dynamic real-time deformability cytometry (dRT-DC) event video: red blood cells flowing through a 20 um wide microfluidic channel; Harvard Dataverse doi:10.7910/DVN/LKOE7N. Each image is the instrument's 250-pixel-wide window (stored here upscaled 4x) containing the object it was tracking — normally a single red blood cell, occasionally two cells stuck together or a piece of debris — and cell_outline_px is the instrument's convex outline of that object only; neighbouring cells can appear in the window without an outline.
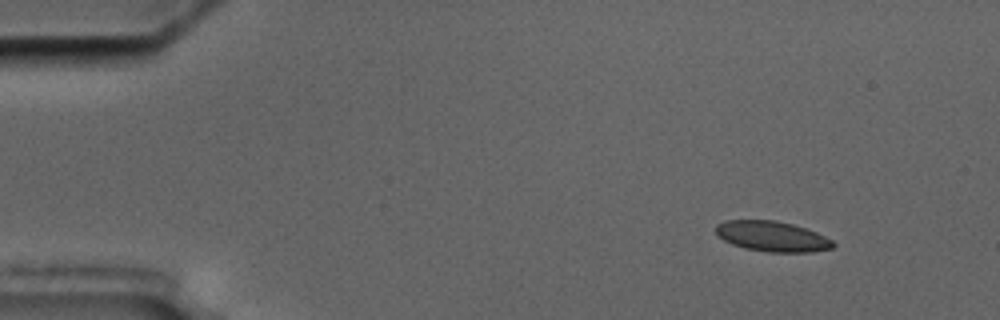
{"species": "common noctule bat (a hibernating species)", "species_latin": "Nyctalus noctula", "temperature_condition": "cold", "stored_images_in_passage": 4, "camera_frame_rate_fps": 3000, "um_per_image_px": 0.085, "animal": {"sex": "male", "body_mass_g": 17.5, "forearm_length_mm": 52.3}, "frame": {"image": 1, "passage_image": 1, "time_ms": 0.0, "image_size_px": [1000, 320], "cell_outline_px": [[836, 244], [832, 248], [812, 252], [768, 252], [744, 248], [732, 244], [724, 240], [716, 232], [716, 224], [724, 220], [776, 220], [792, 224], [816, 232], [832, 240]], "centroid_in_image_um": [65.63, 20.09], "position_along_channel_um": 19.4, "area_um2": 20.69}}
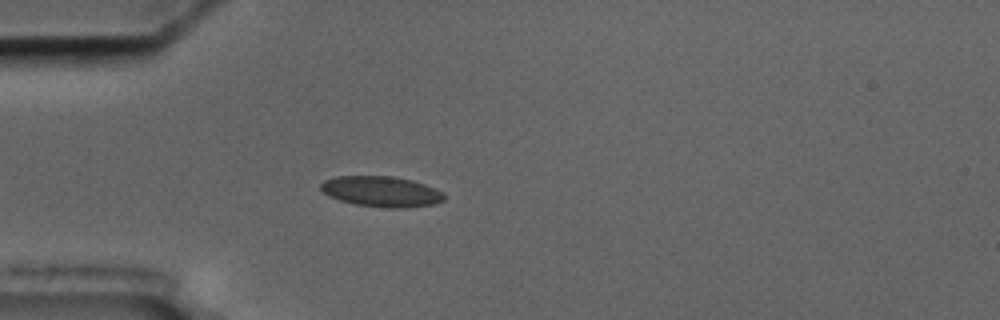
{"frame": {"image": 2, "passage_image": 4, "time_ms": 3.333, "image_size_px": [1000, 320], "cell_outline_px": [[444, 200], [436, 204], [400, 208], [392, 208], [356, 204], [340, 200], [328, 196], [320, 188], [320, 184], [324, 180], [336, 176], [392, 176], [412, 180], [436, 188], [444, 192]], "centroid_in_image_um": [32.43, 16.27], "position_along_channel_um": 52.6, "area_um2": 21.96}}